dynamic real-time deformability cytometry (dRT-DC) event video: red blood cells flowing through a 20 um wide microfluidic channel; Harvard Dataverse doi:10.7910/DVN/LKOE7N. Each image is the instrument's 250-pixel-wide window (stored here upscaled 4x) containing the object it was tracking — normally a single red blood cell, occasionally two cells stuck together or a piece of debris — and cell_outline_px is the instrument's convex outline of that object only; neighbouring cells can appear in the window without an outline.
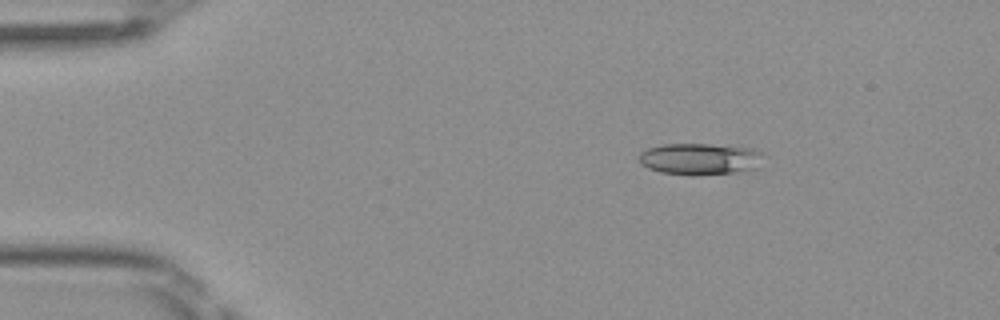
{"species": "Egyptian fruit bat (a non-hibernating species)", "species_latin": "Rousettus aegyptiacus", "temperature_condition": "room temperature", "stored_images_in_passage": 42, "camera_frame_rate_fps": 3000, "um_per_image_px": 0.085, "frame": {"image": 1, "passage_image": 1, "time_ms": 0.0, "image_size_px": [1000, 320], "cell_outline_px": [[764, 152], [756, 168], [736, 172], [696, 176], [692, 176], [660, 172], [648, 168], [640, 164], [640, 152], [648, 148], [664, 144], [708, 144], [756, 148]], "centroid_in_image_um": [59.5, 13.51], "position_along_channel_um": 25.5, "area_um2": 23.12}}
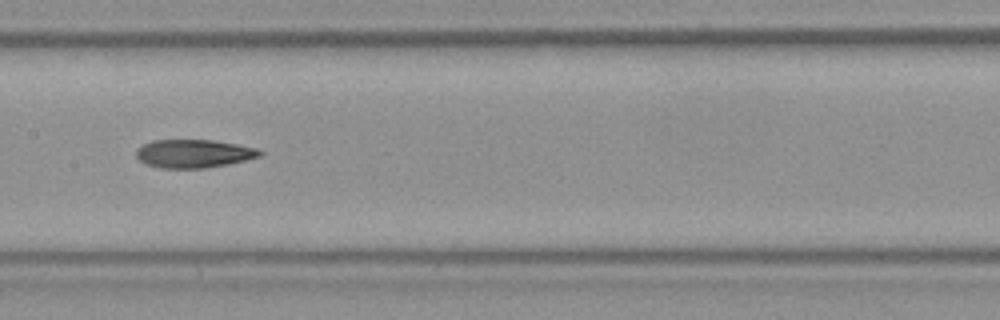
{"frame": {"image": 2, "passage_image": 18, "time_ms": 5.667, "image_size_px": [1000, 320], "cell_outline_px": [[264, 152], [260, 156], [228, 164], [204, 168], [160, 168], [148, 164], [140, 160], [136, 156], [136, 148], [152, 140], [212, 140], [236, 144], [256, 148]], "centroid_in_image_um": [16.45, 13.05], "position_along_channel_um": 190.9, "area_um2": 20.23}}
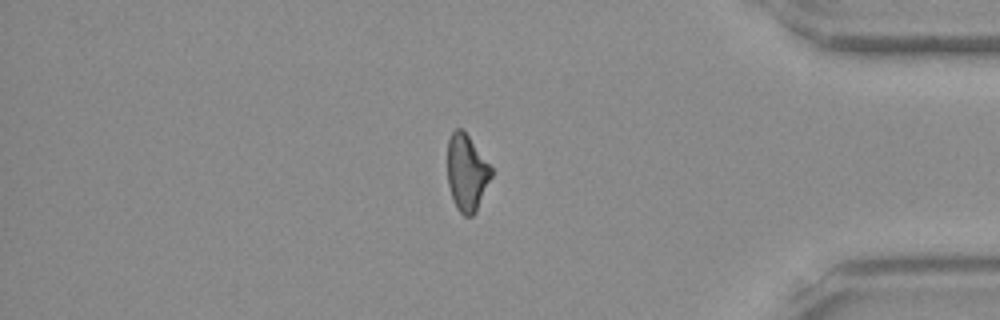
{"frame": {"image": 3, "passage_image": 35, "time_ms": 11.333, "image_size_px": [1000, 320], "cell_outline_px": [[492, 176], [476, 212], [472, 216], [464, 216], [456, 208], [448, 184], [448, 140], [452, 132], [456, 128], [460, 128], [468, 136], [492, 168]], "centroid_in_image_um": [39.67, 14.71], "position_along_channel_um": 395.5, "area_um2": 19.31}, "authors_computed_cell_mechanics": {"area_um2": 20.6924, "velocity_mm_per_s": 4.1177, "shape_relaxation_time_tau1_ms": null, "shape_relaxation_time_tau2_ms": 5.091, "deformation_change_tau1": null, "deformation_change_tau2": 0.1454}}